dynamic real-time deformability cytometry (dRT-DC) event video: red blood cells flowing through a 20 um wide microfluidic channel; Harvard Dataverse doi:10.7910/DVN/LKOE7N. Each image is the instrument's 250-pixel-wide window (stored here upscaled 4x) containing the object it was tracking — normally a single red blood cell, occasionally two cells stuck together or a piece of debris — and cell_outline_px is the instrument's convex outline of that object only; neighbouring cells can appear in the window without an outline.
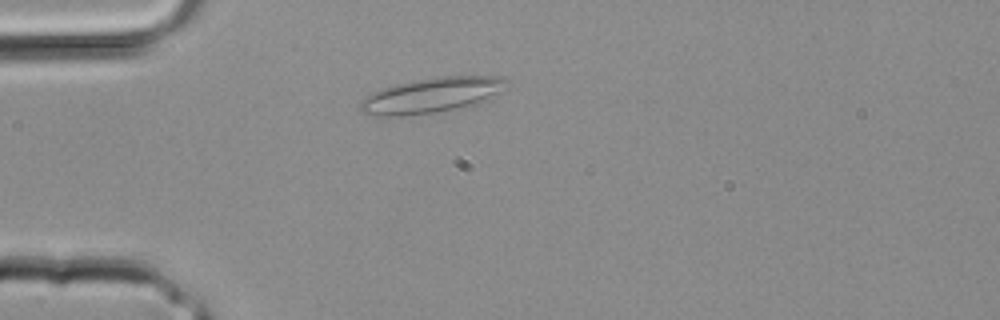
{"species": "common noctule bat (a hibernating species)", "species_latin": "Nyctalus noctula", "temperature_condition": "room temperature", "stored_images_in_passage": 30, "camera_frame_rate_fps": 3000, "um_per_image_px": 0.085, "animal": {"sex": "male", "body_mass_g": 20.4}, "frame": {"image": 1, "passage_image": 6, "time_ms": 1.667, "image_size_px": [1000, 320], "cell_outline_px": [[512, 84], [504, 92], [484, 100], [452, 108], [432, 112], [404, 116], [376, 116], [360, 112], [360, 100], [364, 96], [372, 92], [396, 84], [412, 80], [444, 76], [504, 76]], "centroid_in_image_um": [36.71, 8.07], "position_along_channel_um": 48.3, "area_um2": 30.0}}
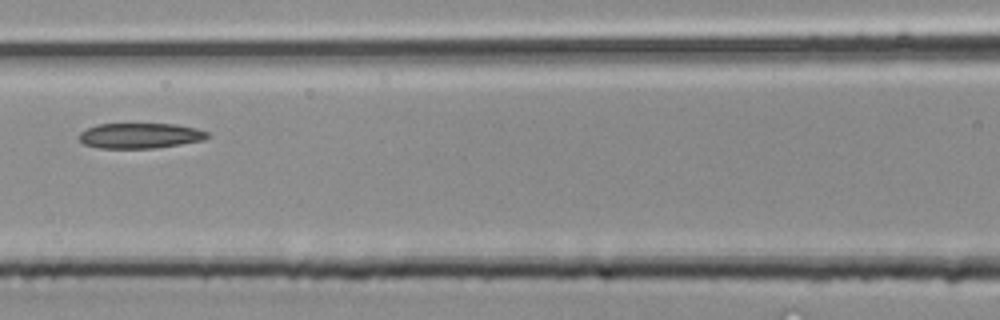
{"frame": {"image": 2, "passage_image": 12, "time_ms": 3.667, "image_size_px": [1000, 320], "cell_outline_px": [[212, 136], [204, 140], [180, 144], [152, 148], [100, 148], [84, 144], [80, 140], [80, 132], [88, 128], [100, 124], [176, 124], [196, 128], [208, 132]], "centroid_in_image_um": [11.96, 11.53], "position_along_channel_um": 154.6, "area_um2": 18.84}}
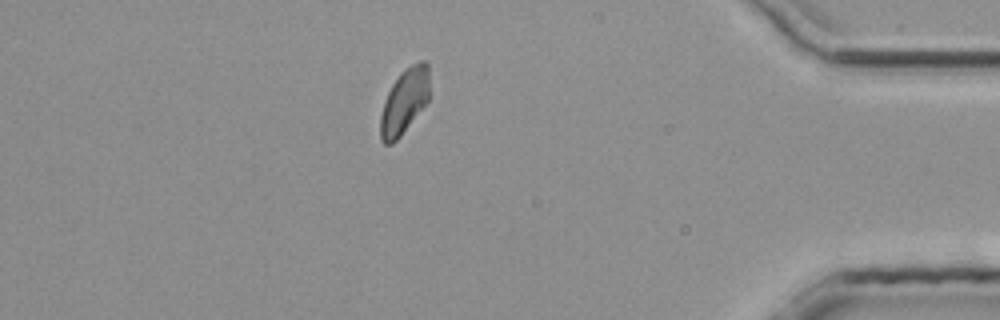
{"frame": {"image": 3, "passage_image": 26, "time_ms": 8.333, "image_size_px": [1000, 320], "cell_outline_px": [[428, 100], [400, 136], [392, 144], [384, 144], [380, 140], [380, 116], [388, 92], [392, 84], [400, 72], [404, 68], [420, 60], [424, 60], [428, 64]], "centroid_in_image_um": [34.35, 8.6], "position_along_channel_um": 400.9, "area_um2": 18.38}}